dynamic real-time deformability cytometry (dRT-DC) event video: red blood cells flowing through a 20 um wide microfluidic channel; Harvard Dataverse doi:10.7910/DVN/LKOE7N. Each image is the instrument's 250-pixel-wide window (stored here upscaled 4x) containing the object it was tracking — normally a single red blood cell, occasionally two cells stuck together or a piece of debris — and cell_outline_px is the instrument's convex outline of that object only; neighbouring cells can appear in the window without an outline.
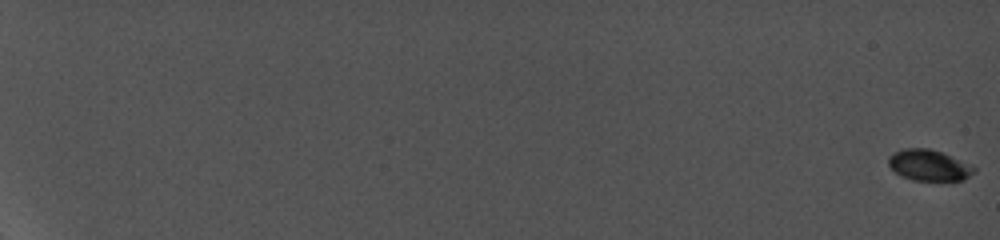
{"species": "common noctule bat (a hibernating species)", "species_latin": "Nyctalus noctula", "temperature_condition": "cold", "stored_images_in_passage": 53, "camera_frame_rate_fps": 5000, "um_per_image_px": 0.085, "animal": {"sex": "female", "body_mass_g": 19.0, "forearm_length_mm": 56.7}, "frame": {"image": 1, "passage_image": 1, "time_ms": 0.0, "image_size_px": [1000, 240], "cell_outline_px": [[976, 172], [960, 180], [916, 180], [904, 176], [896, 172], [888, 164], [888, 156], [892, 152], [904, 148], [928, 148], [940, 152], [972, 164], [976, 168]], "centroid_in_image_um": [78.96, 14.02], "position_along_channel_um": 6.0, "area_um2": 15.32}}
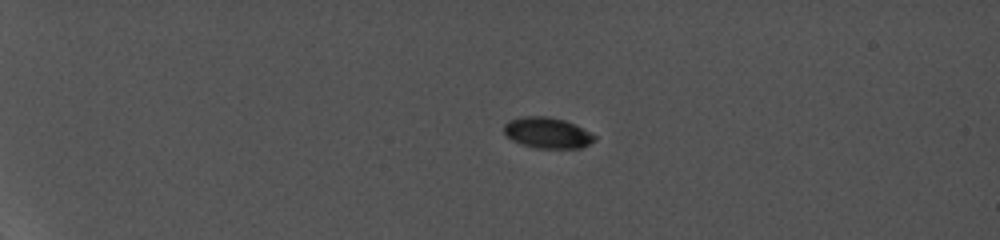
{"frame": {"image": 2, "passage_image": 29, "time_ms": 5.8, "image_size_px": [1000, 240], "cell_outline_px": [[596, 140], [580, 148], [536, 148], [520, 144], [512, 140], [504, 132], [504, 124], [508, 120], [520, 116], [548, 116], [564, 120], [576, 124], [596, 136]], "centroid_in_image_um": [46.51, 11.28], "position_along_channel_um": 38.5, "area_um2": 16.42}}
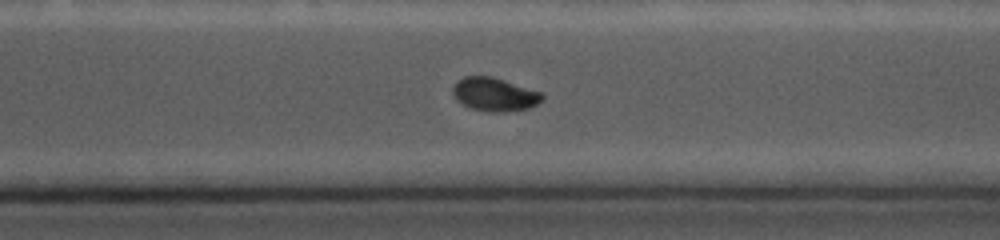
{"frame": {"image": 3, "passage_image": 48, "time_ms": 16.0, "image_size_px": [1000, 240], "cell_outline_px": [[544, 100], [528, 108], [504, 112], [488, 112], [472, 108], [456, 100], [452, 92], [452, 88], [456, 80], [464, 76], [492, 76], [544, 92]], "centroid_in_image_um": [42.05, 8.01], "position_along_channel_um": 328.5, "area_um2": 17.69}}